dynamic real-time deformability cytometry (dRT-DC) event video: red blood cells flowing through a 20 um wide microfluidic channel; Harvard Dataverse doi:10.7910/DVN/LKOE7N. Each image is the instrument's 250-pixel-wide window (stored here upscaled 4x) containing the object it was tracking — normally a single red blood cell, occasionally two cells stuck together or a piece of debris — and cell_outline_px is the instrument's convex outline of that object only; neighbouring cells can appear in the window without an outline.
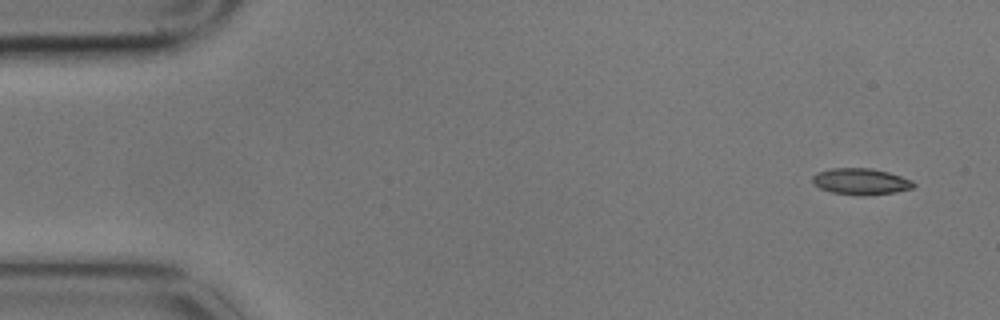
{"species": "common noctule bat (a hibernating species)", "species_latin": "Nyctalus noctula", "temperature_condition": "cold", "stored_images_in_passage": 4, "camera_frame_rate_fps": 3000, "um_per_image_px": 0.085, "animal": {"sex": "male", "body_mass_g": 17.9}, "frame": {"image": 1, "passage_image": 1, "time_ms": 0.0, "image_size_px": [1000, 320], "cell_outline_px": [[916, 184], [912, 188], [896, 192], [864, 196], [860, 196], [832, 192], [820, 188], [812, 184], [812, 176], [816, 172], [832, 168], [872, 168], [888, 172], [912, 180]], "centroid_in_image_um": [73.15, 15.43], "position_along_channel_um": 11.9, "area_um2": 15.66}}